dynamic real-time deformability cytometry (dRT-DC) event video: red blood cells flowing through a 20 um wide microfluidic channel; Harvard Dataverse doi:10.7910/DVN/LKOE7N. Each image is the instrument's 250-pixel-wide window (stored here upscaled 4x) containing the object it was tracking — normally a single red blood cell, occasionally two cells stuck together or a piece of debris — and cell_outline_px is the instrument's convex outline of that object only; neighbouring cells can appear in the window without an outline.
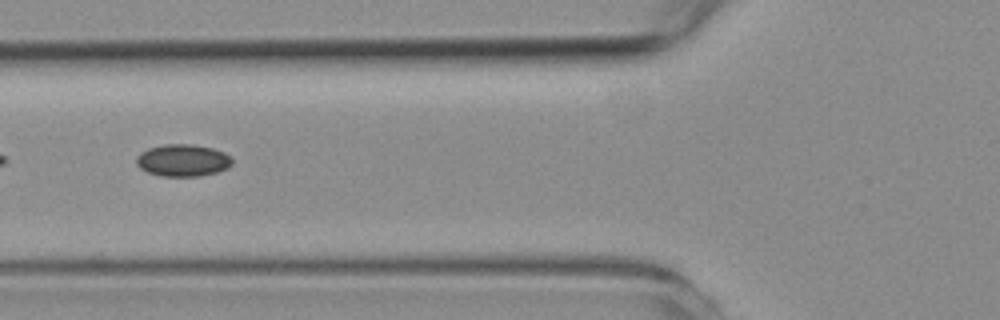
{"species": "common noctule bat (a hibernating species)", "species_latin": "Nyctalus noctula", "temperature_condition": "room temperature", "stored_images_in_passage": 57, "camera_frame_rate_fps": 3000, "um_per_image_px": 0.085, "animal": {"sex": "female", "body_mass_g": 19.3, "forearm_length_mm": 54.1}, "frame": {"image": 1, "passage_image": 21, "time_ms": 6.667, "image_size_px": [1000, 320], "cell_outline_px": [[232, 164], [228, 168], [216, 172], [200, 176], [160, 176], [148, 172], [140, 168], [136, 164], [136, 156], [140, 152], [148, 148], [164, 144], [192, 144], [212, 148], [224, 152], [232, 160]], "centroid_in_image_um": [15.51, 13.63], "position_along_channel_um": 110.3, "area_um2": 17.98}}
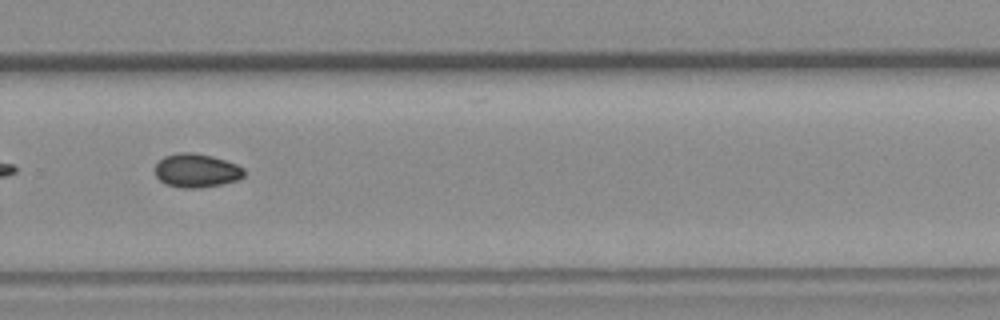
{"frame": {"image": 2, "passage_image": 38, "time_ms": 12.333, "image_size_px": [1000, 320], "cell_outline_px": [[244, 176], [240, 180], [224, 184], [200, 188], [180, 188], [164, 184], [156, 176], [156, 164], [164, 156], [176, 152], [192, 152], [212, 156], [236, 164], [244, 168]], "centroid_in_image_um": [16.71, 14.51], "position_along_channel_um": 313.1, "area_um2": 17.74}}
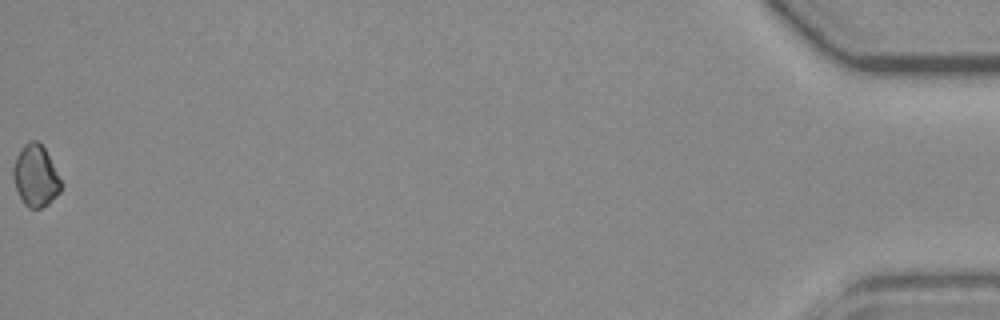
{"frame": {"image": 3, "passage_image": 57, "time_ms": 18.667, "image_size_px": [1000, 320], "cell_outline_px": [[60, 192], [48, 204], [40, 208], [28, 208], [24, 204], [16, 188], [12, 176], [12, 168], [16, 156], [24, 144], [28, 140], [36, 140], [44, 148], [60, 180]], "centroid_in_image_um": [2.98, 14.95], "position_along_channel_um": 432.2, "area_um2": 16.82}}